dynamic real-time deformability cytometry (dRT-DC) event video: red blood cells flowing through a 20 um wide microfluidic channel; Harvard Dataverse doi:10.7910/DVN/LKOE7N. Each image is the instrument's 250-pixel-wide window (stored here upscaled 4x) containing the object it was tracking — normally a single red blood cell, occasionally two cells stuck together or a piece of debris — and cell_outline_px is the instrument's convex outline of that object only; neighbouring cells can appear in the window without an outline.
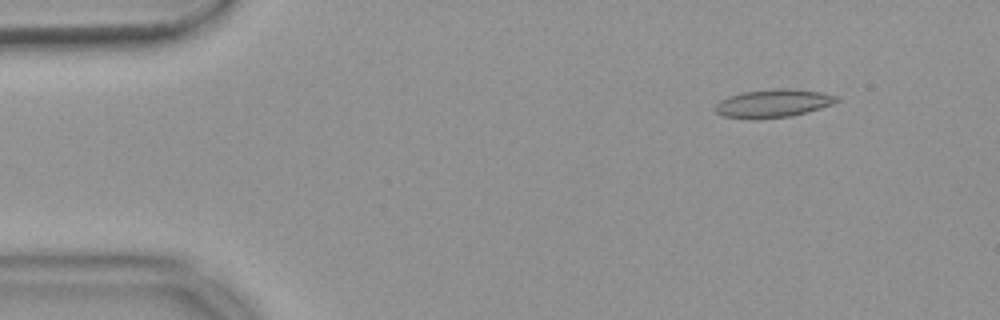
{"species": "common noctule bat (a hibernating species)", "species_latin": "Nyctalus noctula", "temperature_condition": "warm", "stored_images_in_passage": 54, "camera_frame_rate_fps": 3000, "um_per_image_px": 0.085, "animal": {"sex": "female", "body_mass_g": 18.4}, "frame": {"image": 1, "passage_image": 6, "time_ms": 1.667, "image_size_px": [1000, 320], "cell_outline_px": [[840, 100], [832, 104], [820, 108], [792, 116], [724, 116], [716, 112], [712, 108], [720, 100], [728, 96], [740, 92], [776, 88], [788, 88], [820, 92], [836, 96]], "centroid_in_image_um": [65.73, 8.73], "position_along_channel_um": 19.3, "area_um2": 19.13}}
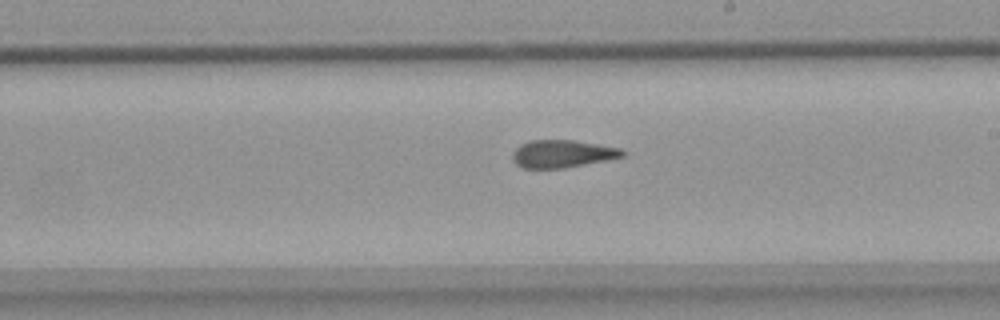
{"frame": {"image": 2, "passage_image": 31, "time_ms": 10.0, "image_size_px": [1000, 320], "cell_outline_px": [[628, 152], [624, 156], [608, 160], [564, 168], [524, 168], [516, 164], [512, 160], [512, 152], [520, 144], [532, 140], [576, 140], [620, 148]], "centroid_in_image_um": [47.81, 13.07], "position_along_channel_um": 241.2, "area_um2": 17.86}}
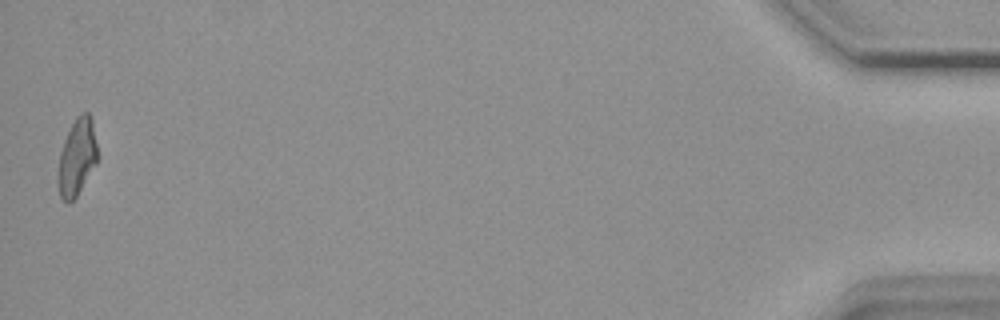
{"frame": {"image": 3, "passage_image": 54, "time_ms": 17.667, "image_size_px": [1000, 320], "cell_outline_px": [[100, 156], [96, 164], [76, 196], [68, 204], [60, 196], [56, 180], [60, 152], [64, 140], [76, 116], [80, 112], [88, 112], [92, 120]], "centroid_in_image_um": [6.55, 13.35], "position_along_channel_um": 428.6, "area_um2": 17.98}, "authors_computed_cell_mechanics": {"area_um2": 18.5827, "velocity_mm_per_s": 3.6877, "shape_relaxation_time_tau1_ms": 10.4854, "shape_relaxation_time_tau2_ms": 1.3805, "deformation_change_tau1": 0.2289, "deformation_change_tau2": 0.0814}}